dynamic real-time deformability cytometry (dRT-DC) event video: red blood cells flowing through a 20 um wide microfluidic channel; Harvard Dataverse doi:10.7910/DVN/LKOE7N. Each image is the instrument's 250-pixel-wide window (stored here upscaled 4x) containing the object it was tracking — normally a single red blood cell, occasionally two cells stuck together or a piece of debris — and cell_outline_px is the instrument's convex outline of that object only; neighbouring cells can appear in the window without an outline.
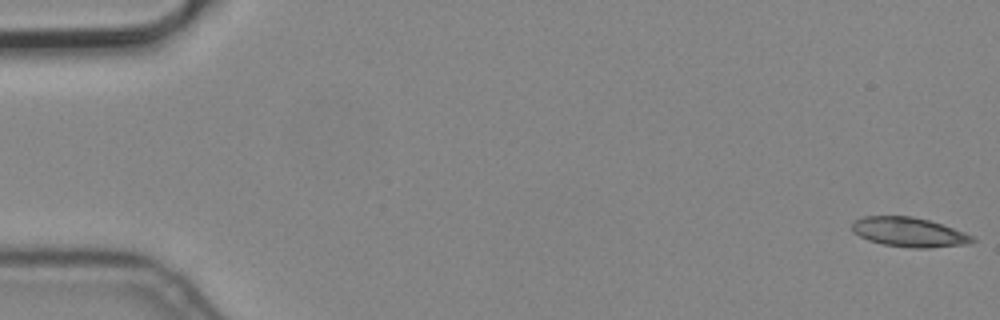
{"species": "common noctule bat (a hibernating species)", "species_latin": "Nyctalus noctula", "temperature_condition": "cold", "stored_images_in_passage": 5, "camera_frame_rate_fps": 3000, "um_per_image_px": 0.085, "animal": {"sex": "male", "body_mass_g": 19.2, "forearm_length_mm": 51.8}, "frame": {"image": 1, "passage_image": 1, "time_ms": 0.0, "image_size_px": [1000, 320], "cell_outline_px": [[976, 240], [968, 244], [928, 248], [912, 248], [884, 244], [868, 240], [852, 232], [852, 224], [856, 220], [864, 216], [912, 216], [928, 220], [976, 236]], "centroid_in_image_um": [77.29, 19.74], "position_along_channel_um": 7.7, "area_um2": 20.58}}